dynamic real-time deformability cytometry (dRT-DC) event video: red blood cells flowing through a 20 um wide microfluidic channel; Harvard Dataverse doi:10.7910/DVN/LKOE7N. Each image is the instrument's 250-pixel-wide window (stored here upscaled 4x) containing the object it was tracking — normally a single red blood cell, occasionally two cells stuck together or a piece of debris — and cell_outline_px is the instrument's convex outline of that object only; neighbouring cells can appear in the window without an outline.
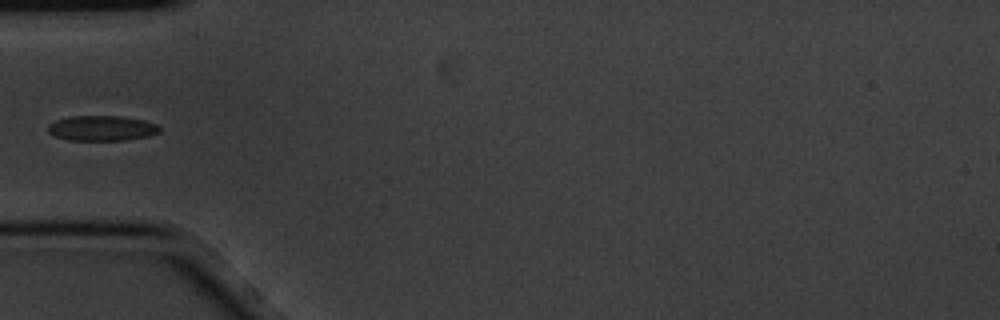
{"species": "common noctule bat (a hibernating species)", "species_latin": "Nyctalus noctula", "temperature_condition": "cold", "stored_images_in_passage": 10, "camera_frame_rate_fps": 3000, "um_per_image_px": 0.085, "animal": {"sex": "male", "body_mass_g": 20.1, "forearm_length_mm": 53.5}, "frame": {"image": 1, "passage_image": 5, "time_ms": 1.333, "image_size_px": [1000, 320], "cell_outline_px": [[160, 132], [148, 136], [124, 140], [68, 140], [52, 136], [48, 132], [48, 124], [56, 120], [68, 116], [120, 116], [144, 120], [156, 124], [160, 128]], "centroid_in_image_um": [8.61, 10.9], "position_along_channel_um": 76.4, "area_um2": 16.47}}
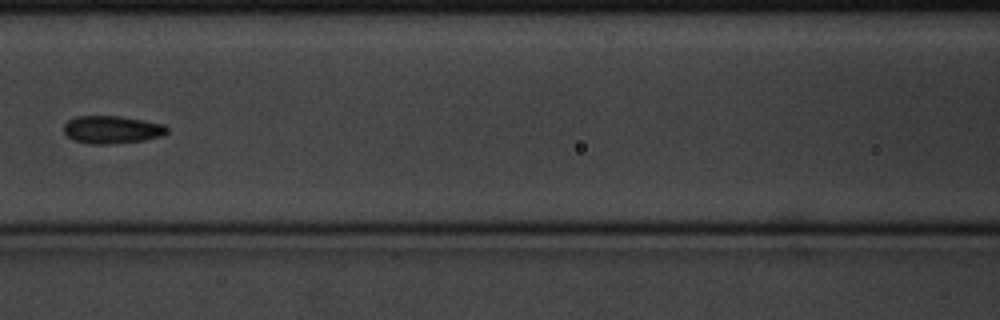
{"frame": {"image": 2, "passage_image": 7, "time_ms": 2.0, "image_size_px": [1000, 320], "cell_outline_px": [[168, 132], [164, 136], [144, 140], [108, 144], [88, 144], [72, 140], [64, 132], [64, 124], [68, 120], [76, 116], [120, 116], [144, 120], [164, 124], [168, 128]], "centroid_in_image_um": [9.52, 11.02], "position_along_channel_um": 157.1, "area_um2": 16.88}}
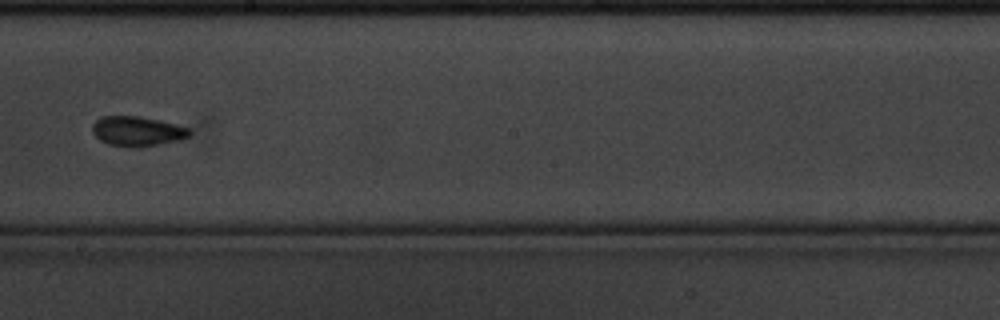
{"frame": {"image": 3, "passage_image": 9, "time_ms": 2.667, "image_size_px": [1000, 320], "cell_outline_px": [[192, 132], [188, 136], [180, 140], [140, 148], [128, 148], [108, 144], [100, 140], [92, 132], [92, 124], [100, 116], [140, 116], [176, 124], [192, 128]], "centroid_in_image_um": [11.67, 11.16], "position_along_channel_um": 236.5, "area_um2": 17.22}}